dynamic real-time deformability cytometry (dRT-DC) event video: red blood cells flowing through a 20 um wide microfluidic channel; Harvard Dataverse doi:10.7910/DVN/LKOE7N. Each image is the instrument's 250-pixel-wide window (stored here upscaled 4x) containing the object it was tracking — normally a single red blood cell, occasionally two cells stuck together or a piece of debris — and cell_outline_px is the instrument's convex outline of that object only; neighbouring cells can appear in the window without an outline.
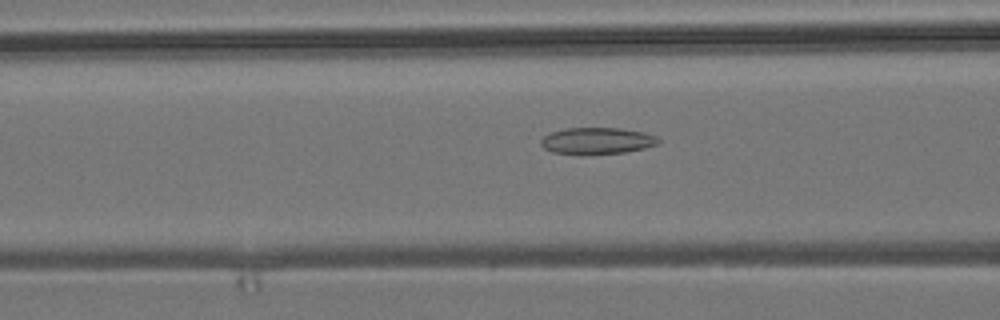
{"species": "common noctule bat (a hibernating species)", "species_latin": "Nyctalus noctula", "temperature_condition": "room temperature", "stored_images_in_passage": 41, "camera_frame_rate_fps": 3000, "um_per_image_px": 0.085, "animal": {"sex": "male", "body_mass_g": 19.2, "forearm_length_mm": 51.8}, "frame": {"image": 1, "passage_image": 13, "time_ms": 4.0, "image_size_px": [1000, 320], "cell_outline_px": [[660, 144], [644, 148], [624, 152], [580, 156], [552, 152], [544, 148], [540, 144], [540, 140], [544, 136], [552, 132], [564, 128], [620, 128], [644, 132], [656, 136], [660, 140]], "centroid_in_image_um": [50.73, 11.99], "position_along_channel_um": 115.9, "area_um2": 18.61}}
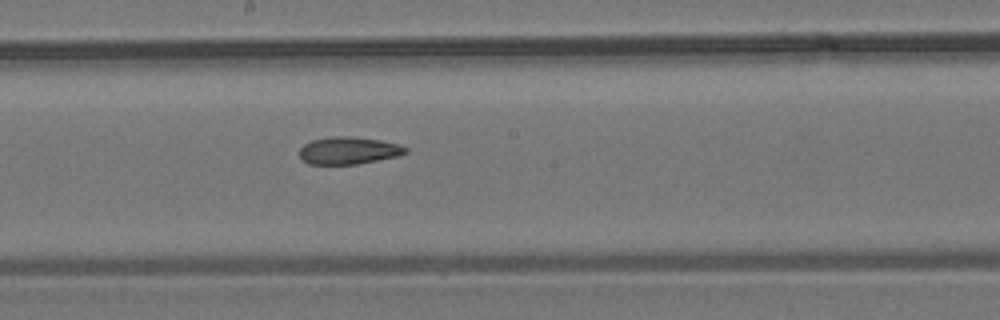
{"frame": {"image": 2, "passage_image": 21, "time_ms": 6.667, "image_size_px": [1000, 320], "cell_outline_px": [[408, 152], [396, 156], [356, 164], [308, 164], [300, 156], [300, 148], [304, 144], [312, 140], [332, 136], [352, 136], [380, 140], [400, 144], [408, 148]], "centroid_in_image_um": [29.64, 12.78], "position_along_channel_um": 218.6, "area_um2": 16.82}}
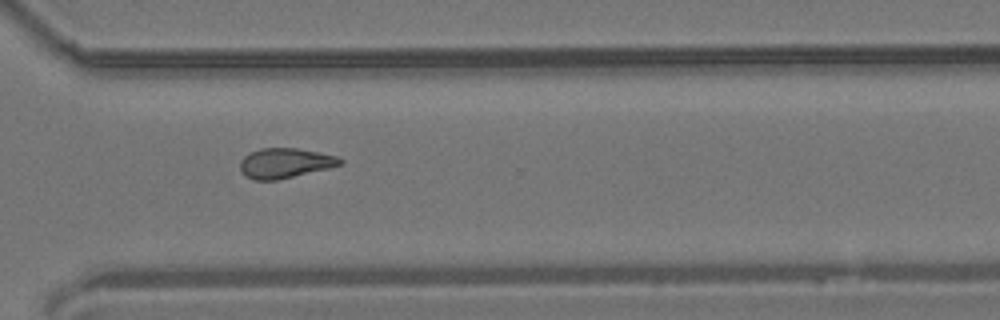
{"frame": {"image": 3, "passage_image": 31, "time_ms": 10.0, "image_size_px": [1000, 320], "cell_outline_px": [[344, 164], [328, 168], [276, 180], [252, 180], [244, 176], [240, 172], [240, 160], [248, 152], [260, 148], [296, 148], [320, 152], [336, 156], [344, 160]], "centroid_in_image_um": [24.19, 13.86], "position_along_channel_um": 346.4, "area_um2": 17.63}, "authors_computed_cell_mechanics": {"area_um2": 17.3978, "velocity_mm_per_s": 3.8393, "shape_relaxation_time_tau1_ms": null, "shape_relaxation_time_tau2_ms": 6.97, "deformation_change_tau1": null, "deformation_change_tau2": 0.1507}}